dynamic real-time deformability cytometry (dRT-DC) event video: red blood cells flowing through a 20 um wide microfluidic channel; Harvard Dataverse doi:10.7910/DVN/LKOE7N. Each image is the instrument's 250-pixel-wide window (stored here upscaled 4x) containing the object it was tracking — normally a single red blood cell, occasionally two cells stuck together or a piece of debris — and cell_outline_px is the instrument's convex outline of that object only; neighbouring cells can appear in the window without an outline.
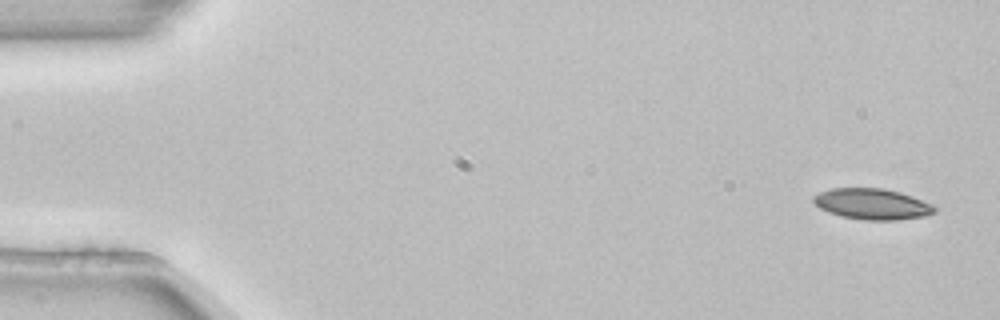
{"species": "common noctule bat (a hibernating species)", "species_latin": "Nyctalus noctula", "temperature_condition": "room temperature", "stored_images_in_passage": 4, "camera_frame_rate_fps": 3000, "um_per_image_px": 0.085, "animal": {"sex": "female", "body_mass_g": 22.7, "forearm_length_mm": 54.2}, "frame": {"image": 1, "passage_image": 1, "time_ms": 0.0, "image_size_px": [1000, 320], "cell_outline_px": [[936, 212], [924, 216], [896, 220], [864, 220], [840, 216], [828, 212], [820, 208], [812, 200], [812, 196], [820, 192], [832, 188], [880, 188], [900, 192], [912, 196], [932, 204], [936, 208]], "centroid_in_image_um": [74.12, 17.34], "position_along_channel_um": 10.9, "area_um2": 21.79}}